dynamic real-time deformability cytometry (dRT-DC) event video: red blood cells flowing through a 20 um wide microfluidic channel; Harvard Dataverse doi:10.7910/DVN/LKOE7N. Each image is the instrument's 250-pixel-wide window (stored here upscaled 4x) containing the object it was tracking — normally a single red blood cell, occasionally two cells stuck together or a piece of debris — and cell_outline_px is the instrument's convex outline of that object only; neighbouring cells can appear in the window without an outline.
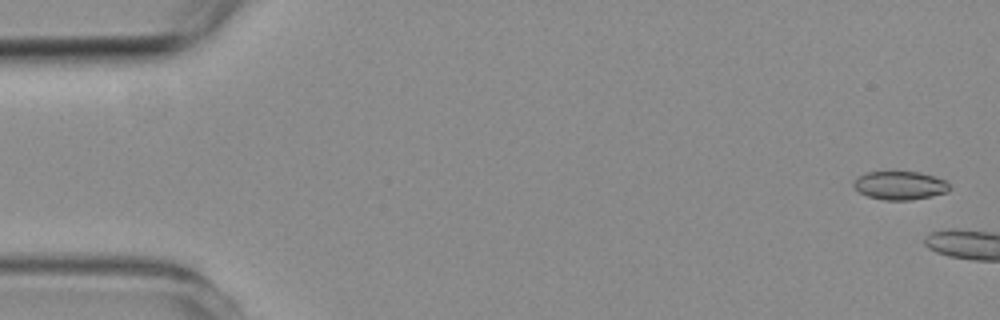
{"species": "common noctule bat (a hibernating species)", "species_latin": "Nyctalus noctula", "temperature_condition": "room temperature", "stored_images_in_passage": 7, "camera_frame_rate_fps": 3000, "um_per_image_px": 0.085, "animal": {"sex": "female", "body_mass_g": 19.3, "forearm_length_mm": 54.1}, "frame": {"image": 1, "passage_image": 1, "time_ms": 0.0, "image_size_px": [1000, 320], "cell_outline_px": [[952, 188], [948, 192], [932, 196], [908, 200], [884, 200], [868, 196], [860, 192], [852, 184], [856, 176], [864, 172], [892, 168], [920, 172], [944, 180]], "centroid_in_image_um": [76.45, 15.7], "position_along_channel_um": 8.6, "area_um2": 16.7}}